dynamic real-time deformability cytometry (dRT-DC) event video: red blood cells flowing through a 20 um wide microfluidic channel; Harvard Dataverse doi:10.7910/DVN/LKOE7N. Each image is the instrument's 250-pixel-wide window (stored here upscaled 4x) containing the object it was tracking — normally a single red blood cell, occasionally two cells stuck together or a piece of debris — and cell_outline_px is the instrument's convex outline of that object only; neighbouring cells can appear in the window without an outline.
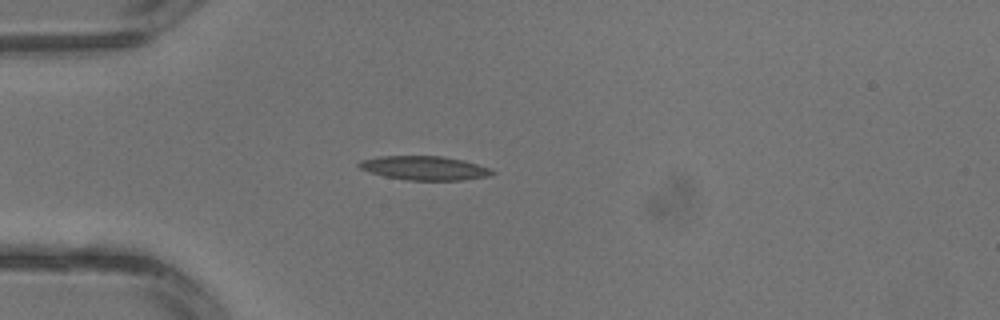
{"species": "common noctule bat (a hibernating species)", "species_latin": "Nyctalus noctula", "temperature_condition": "warm", "stored_images_in_passage": 2, "camera_frame_rate_fps": 3000, "um_per_image_px": 0.085, "animal": {"sex": "male", "body_mass_g": 13.3}, "frame": {"image": 1, "passage_image": 2, "time_ms": 0.333, "image_size_px": [1000, 320], "cell_outline_px": [[496, 172], [488, 176], [460, 180], [408, 180], [384, 176], [360, 168], [356, 164], [360, 160], [380, 156], [444, 156], [464, 160], [488, 168]], "centroid_in_image_um": [36.06, 14.27], "position_along_channel_um": 48.9, "area_um2": 18.44}}